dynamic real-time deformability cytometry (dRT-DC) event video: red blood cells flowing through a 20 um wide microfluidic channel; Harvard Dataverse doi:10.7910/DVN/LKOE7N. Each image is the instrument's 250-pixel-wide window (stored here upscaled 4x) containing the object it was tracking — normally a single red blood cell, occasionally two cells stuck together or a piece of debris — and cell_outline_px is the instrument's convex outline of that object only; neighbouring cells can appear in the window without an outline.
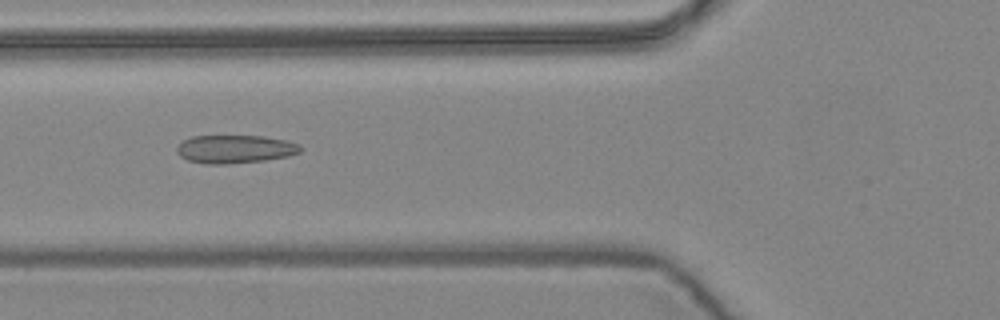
{"species": "common noctule bat (a hibernating species)", "species_latin": "Nyctalus noctula", "temperature_condition": "warm", "stored_images_in_passage": 4, "camera_frame_rate_fps": 3000, "um_per_image_px": 0.085, "animal": {"sex": "female", "body_mass_g": 24.6, "forearm_length_mm": 56.2}, "frame": {"image": 1, "passage_image": 4, "time_ms": 1.0, "image_size_px": [1000, 320], "cell_outline_px": [[304, 148], [300, 152], [288, 156], [264, 160], [228, 164], [204, 164], [188, 160], [180, 156], [176, 152], [176, 148], [184, 140], [192, 136], [264, 136], [288, 140], [300, 144]], "centroid_in_image_um": [20.0, 12.67], "position_along_channel_um": 105.8, "area_um2": 20.46}}